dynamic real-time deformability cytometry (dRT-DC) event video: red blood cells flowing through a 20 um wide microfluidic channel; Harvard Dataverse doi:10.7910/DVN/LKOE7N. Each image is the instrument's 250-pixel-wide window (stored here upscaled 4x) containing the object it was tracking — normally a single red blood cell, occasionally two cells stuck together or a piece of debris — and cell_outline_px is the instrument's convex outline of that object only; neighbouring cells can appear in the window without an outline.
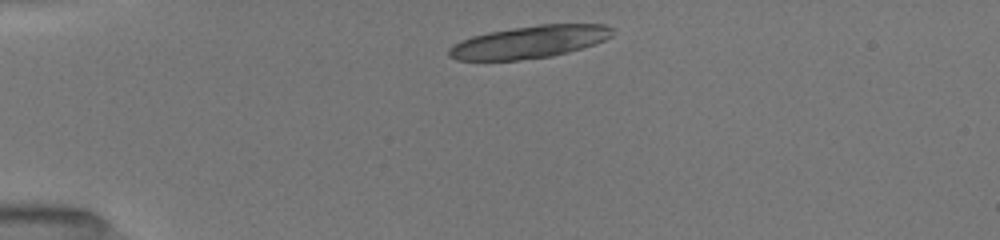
{"species": "common noctule bat (a hibernating species)", "species_latin": "Nyctalus noctula", "temperature_condition": "room temperature", "stored_images_in_passage": 24, "segment_of_instrument_passage": [1, 2], "camera_frame_rate_fps": 3000, "um_per_image_px": 0.085, "animal": {"sex": "female", "body_mass_g": 19.5, "forearm_length_mm": 54.1}, "frame": {"image": 1, "passage_image": 1, "time_ms": 0.0, "image_size_px": [1000, 240], "cell_outline_px": [[612, 36], [604, 40], [568, 52], [552, 56], [520, 60], [456, 60], [448, 56], [448, 48], [452, 44], [460, 40], [472, 36], [488, 32], [512, 28], [540, 24], [604, 24], [612, 28]], "centroid_in_image_um": [44.94, 3.57], "position_along_channel_um": 40.1, "area_um2": 30.87}}